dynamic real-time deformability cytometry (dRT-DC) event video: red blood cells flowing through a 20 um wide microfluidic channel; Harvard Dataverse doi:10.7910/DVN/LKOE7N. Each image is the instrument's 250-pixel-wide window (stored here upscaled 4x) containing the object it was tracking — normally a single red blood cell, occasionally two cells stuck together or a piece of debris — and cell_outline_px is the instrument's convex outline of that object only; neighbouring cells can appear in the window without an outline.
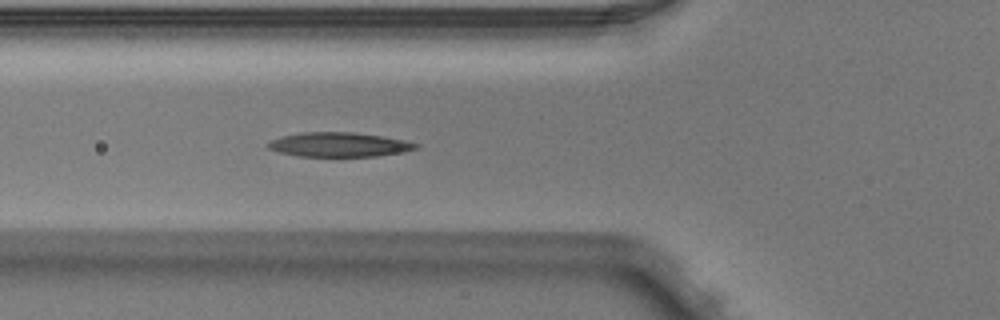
{"species": "Egyptian fruit bat (a non-hibernating species)", "species_latin": "Rousettus aegyptiacus", "temperature_condition": "warm", "stored_images_in_passage": 3, "camera_frame_rate_fps": 3000, "um_per_image_px": 0.085, "animal": {"sex": "male"}, "frame": {"image": 1, "passage_image": 3, "time_ms": 0.667, "image_size_px": [1000, 320], "cell_outline_px": [[420, 148], [404, 152], [376, 156], [340, 160], [296, 156], [280, 152], [268, 148], [268, 144], [272, 140], [284, 136], [300, 132], [352, 132], [380, 136], [420, 144]], "centroid_in_image_um": [28.83, 12.35], "position_along_channel_um": 97.0, "area_um2": 21.91}}